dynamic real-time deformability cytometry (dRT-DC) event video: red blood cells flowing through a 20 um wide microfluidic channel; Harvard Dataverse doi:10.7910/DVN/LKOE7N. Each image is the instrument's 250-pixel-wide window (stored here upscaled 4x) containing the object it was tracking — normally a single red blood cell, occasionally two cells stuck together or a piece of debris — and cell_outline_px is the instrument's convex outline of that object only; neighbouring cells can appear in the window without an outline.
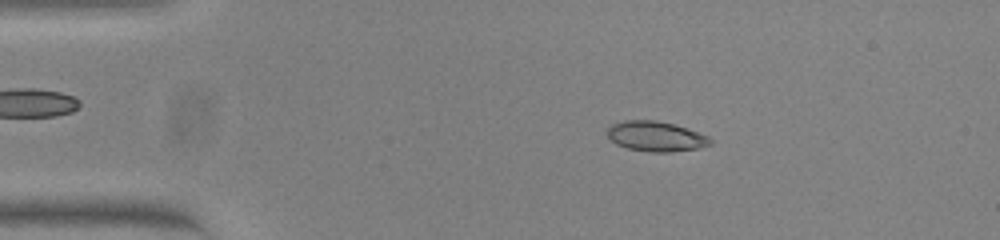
{"species": "common noctule bat (a hibernating species)", "species_latin": "Nyctalus noctula", "temperature_condition": "warm", "stored_images_in_passage": 53, "camera_frame_rate_fps": 3000, "um_per_image_px": 0.085, "animal": {"sex": "female", "body_mass_g": 23.0, "forearm_length_mm": 53.4}, "frame": {"image": 1, "passage_image": 9, "time_ms": 2.667, "image_size_px": [1000, 240], "cell_outline_px": [[712, 144], [696, 148], [668, 152], [648, 152], [628, 148], [616, 144], [608, 136], [608, 128], [612, 124], [624, 120], [656, 120], [688, 128], [708, 136], [712, 140]], "centroid_in_image_um": [55.75, 11.58], "position_along_channel_um": 29.3, "area_um2": 17.92}}
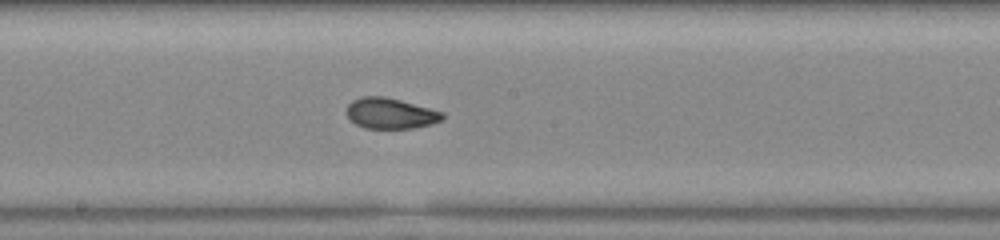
{"frame": {"image": 2, "passage_image": 28, "time_ms": 9.0, "image_size_px": [1000, 240], "cell_outline_px": [[444, 116], [440, 120], [432, 124], [412, 128], [364, 128], [356, 124], [348, 116], [348, 104], [352, 100], [360, 96], [384, 96], [400, 100], [444, 112]], "centroid_in_image_um": [33.19, 9.63], "position_along_channel_um": 215.0, "area_um2": 16.99}}
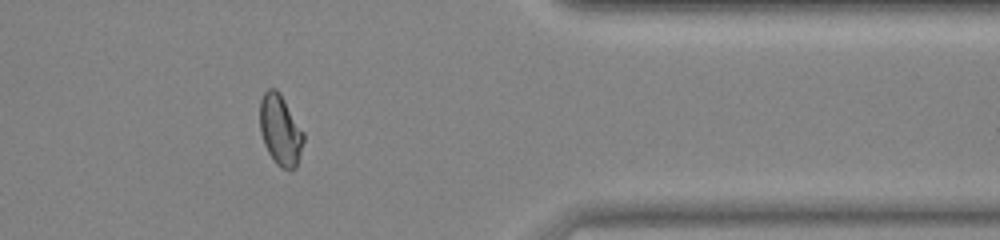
{"frame": {"image": 3, "passage_image": 43, "time_ms": 14.0, "image_size_px": [1000, 240], "cell_outline_px": [[304, 140], [300, 156], [296, 168], [280, 168], [276, 164], [268, 152], [264, 144], [260, 132], [260, 100], [264, 92], [268, 88], [276, 88], [280, 92], [304, 132]], "centroid_in_image_um": [23.82, 11.04], "position_along_channel_um": 387.6, "area_um2": 18.09}, "authors_computed_cell_mechanics": {"area_um2": 17.6868, "velocity_mm_per_s": 3.8322, "shape_relaxation_time_tau1_ms": 5.0271, "shape_relaxation_time_tau2_ms": 0.928, "deformation_change_tau1": 0.1882, "deformation_change_tau2": 0.0601}}